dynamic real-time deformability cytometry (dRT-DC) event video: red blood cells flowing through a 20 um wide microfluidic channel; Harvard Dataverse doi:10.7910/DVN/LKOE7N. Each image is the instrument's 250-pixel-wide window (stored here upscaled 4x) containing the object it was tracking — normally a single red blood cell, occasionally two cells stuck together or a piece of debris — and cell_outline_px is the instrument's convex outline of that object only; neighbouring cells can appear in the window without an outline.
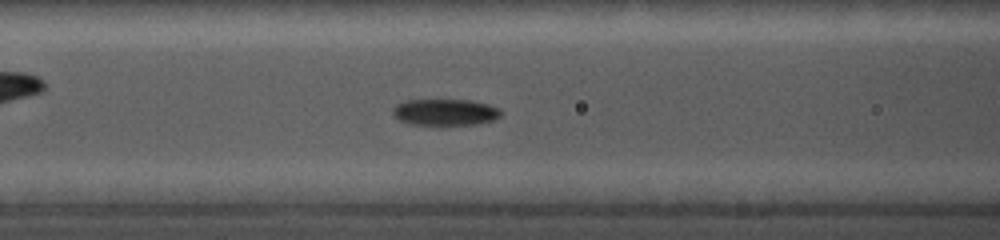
{"species": "common noctule bat (a hibernating species)", "species_latin": "Nyctalus noctula", "temperature_condition": "cold", "stored_images_in_passage": 59, "camera_frame_rate_fps": 5000, "um_per_image_px": 0.085, "animal": {"sex": "female", "body_mass_g": 19.0, "forearm_length_mm": 56.7}, "frame": {"image": 1, "passage_image": 33, "time_ms": 7.2, "image_size_px": [1000, 240], "cell_outline_px": [[504, 112], [500, 116], [492, 120], [476, 124], [440, 128], [408, 124], [400, 120], [392, 112], [392, 108], [396, 104], [408, 100], [472, 100], [488, 104], [500, 108]], "centroid_in_image_um": [37.85, 9.58], "position_along_channel_um": 128.8, "area_um2": 17.57}}
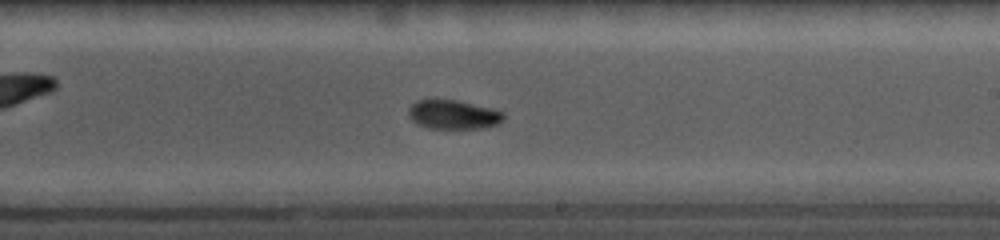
{"frame": {"image": 2, "passage_image": 44, "time_ms": 10.4, "image_size_px": [1000, 240], "cell_outline_px": [[504, 120], [500, 124], [484, 128], [428, 128], [412, 120], [408, 116], [408, 108], [416, 100], [456, 100], [492, 108], [504, 112]], "centroid_in_image_um": [38.57, 9.74], "position_along_channel_um": 250.4, "area_um2": 16.13}}
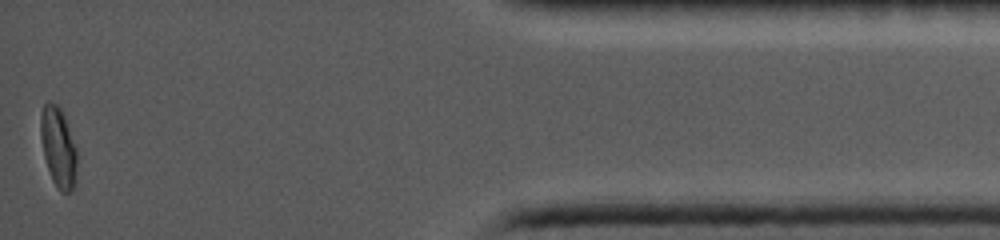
{"frame": {"image": 3, "passage_image": 59, "time_ms": 16.4, "image_size_px": [1000, 240], "cell_outline_px": [[76, 172], [72, 188], [68, 192], [60, 192], [52, 180], [44, 156], [40, 136], [40, 116], [44, 104], [48, 100], [56, 104], [64, 112], [76, 148]], "centroid_in_image_um": [4.94, 12.45], "position_along_channel_um": 430.3, "area_um2": 16.94}}